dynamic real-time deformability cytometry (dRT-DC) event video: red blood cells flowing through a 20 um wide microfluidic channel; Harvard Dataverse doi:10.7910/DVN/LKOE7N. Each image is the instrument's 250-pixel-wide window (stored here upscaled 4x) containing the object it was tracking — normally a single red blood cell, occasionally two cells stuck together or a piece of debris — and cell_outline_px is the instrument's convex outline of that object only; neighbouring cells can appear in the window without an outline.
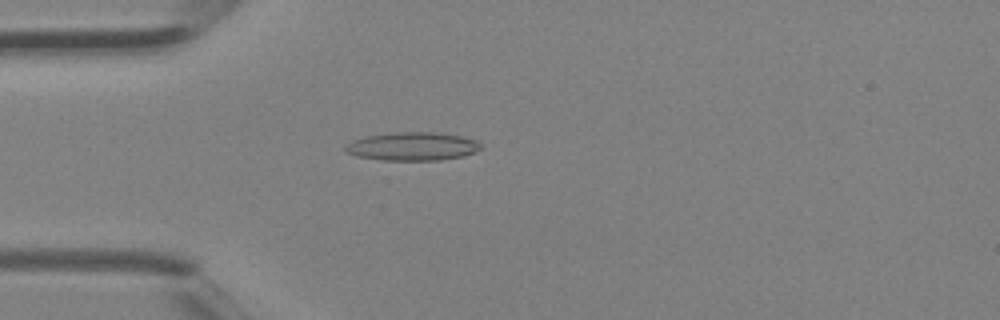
{"species": "Egyptian fruit bat (a non-hibernating species)", "species_latin": "Rousettus aegyptiacus", "temperature_condition": "room temperature", "stored_images_in_passage": 3, "camera_frame_rate_fps": 3000, "um_per_image_px": 0.085, "animal": {"sex": "female"}, "frame": {"image": 1, "passage_image": 3, "time_ms": 0.667, "image_size_px": [1000, 320], "cell_outline_px": [[480, 148], [476, 152], [464, 156], [440, 160], [384, 160], [356, 156], [344, 152], [344, 144], [352, 140], [364, 136], [392, 132], [436, 132], [460, 136], [476, 140], [480, 144]], "centroid_in_image_um": [35.0, 12.44], "position_along_channel_um": 50.0, "area_um2": 22.6}}